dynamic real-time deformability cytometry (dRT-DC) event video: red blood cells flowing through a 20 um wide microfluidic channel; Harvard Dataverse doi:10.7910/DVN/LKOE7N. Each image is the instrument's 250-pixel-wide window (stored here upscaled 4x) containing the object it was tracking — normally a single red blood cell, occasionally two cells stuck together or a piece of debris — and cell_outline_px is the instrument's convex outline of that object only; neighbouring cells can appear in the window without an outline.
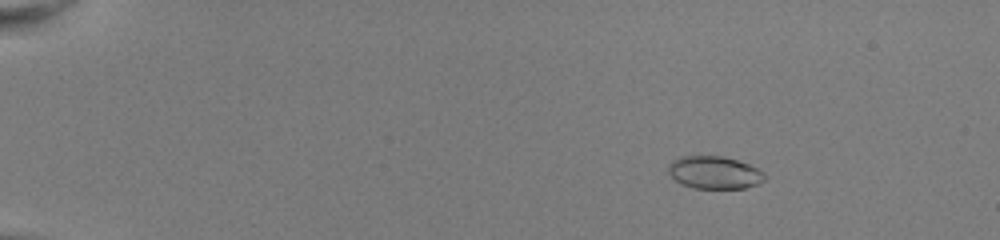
{"species": "common noctule bat (a hibernating species)", "species_latin": "Nyctalus noctula", "temperature_condition": "room temperature", "stored_images_in_passage": 53, "camera_frame_rate_fps": 3000, "um_per_image_px": 0.085, "animal": {"sex": "female", "body_mass_g": 22.0, "forearm_length_mm": 56.7}, "frame": {"image": 1, "passage_image": 9, "time_ms": 2.667, "image_size_px": [1000, 240], "cell_outline_px": [[768, 176], [764, 180], [756, 184], [744, 188], [696, 188], [684, 184], [676, 180], [668, 172], [668, 164], [672, 160], [680, 156], [724, 156], [748, 164], [764, 172]], "centroid_in_image_um": [60.73, 14.65], "position_along_channel_um": 24.3, "area_um2": 18.21}}
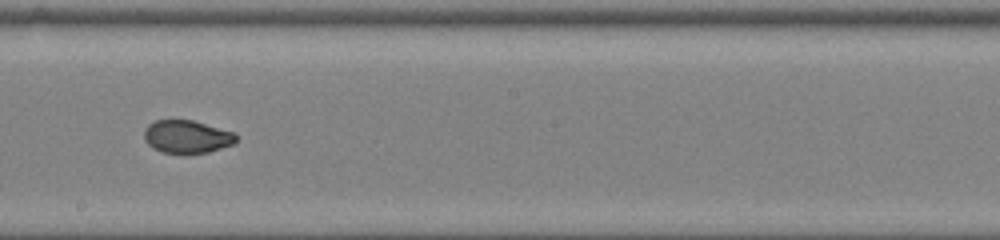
{"frame": {"image": 2, "passage_image": 33, "time_ms": 10.667, "image_size_px": [1000, 240], "cell_outline_px": [[236, 140], [232, 144], [208, 152], [164, 152], [148, 144], [144, 136], [144, 128], [148, 124], [156, 120], [192, 120], [232, 132], [236, 136]], "centroid_in_image_um": [15.85, 11.59], "position_along_channel_um": 232.3, "area_um2": 17.05}}
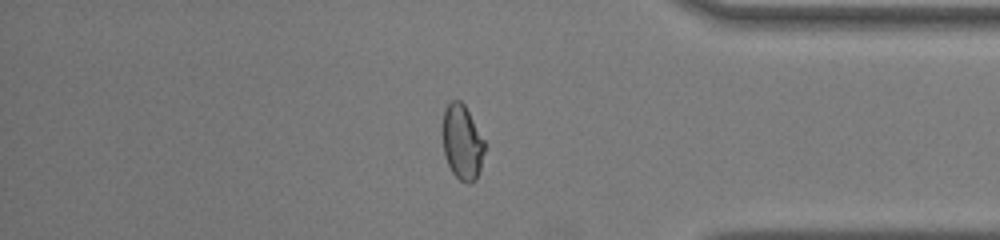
{"frame": {"image": 3, "passage_image": 46, "time_ms": 15.0, "image_size_px": [1000, 240], "cell_outline_px": [[484, 152], [480, 168], [476, 180], [468, 184], [460, 180], [452, 172], [448, 164], [444, 152], [444, 108], [452, 100], [460, 100], [464, 104], [484, 140]], "centroid_in_image_um": [39.3, 12.1], "position_along_channel_um": 395.9, "area_um2": 17.92}, "authors_computed_cell_mechanics": {"area_um2": 18.496, "velocity_mm_per_s": 4.0634, "shape_relaxation_time_tau1_ms": 6.2733, "shape_relaxation_time_tau2_ms": null, "deformation_change_tau1": 0.1848, "deformation_change_tau2": null}}